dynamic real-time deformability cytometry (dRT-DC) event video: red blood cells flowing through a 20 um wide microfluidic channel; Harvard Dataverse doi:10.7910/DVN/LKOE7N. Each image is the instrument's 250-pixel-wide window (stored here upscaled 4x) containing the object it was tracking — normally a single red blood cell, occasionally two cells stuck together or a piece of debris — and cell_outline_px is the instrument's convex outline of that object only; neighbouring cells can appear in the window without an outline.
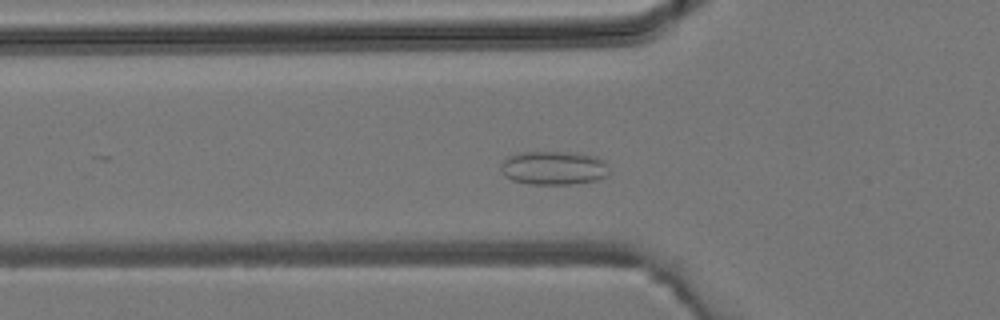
{"species": "common noctule bat (a hibernating species)", "species_latin": "Nyctalus noctula", "temperature_condition": "room temperature", "stored_images_in_passage": 16, "camera_frame_rate_fps": 3000, "um_per_image_px": 0.085, "animal": {"sex": "male", "body_mass_g": 19.2, "forearm_length_mm": 51.8}, "frame": {"image": 1, "passage_image": 12, "time_ms": 3.667, "image_size_px": [1000, 320], "cell_outline_px": [[608, 176], [596, 180], [572, 184], [528, 184], [512, 180], [504, 176], [500, 168], [500, 164], [508, 156], [520, 152], [568, 152], [596, 156], [604, 160], [608, 172]], "centroid_in_image_um": [47.03, 14.28], "position_along_channel_um": 78.8, "area_um2": 21.39}}